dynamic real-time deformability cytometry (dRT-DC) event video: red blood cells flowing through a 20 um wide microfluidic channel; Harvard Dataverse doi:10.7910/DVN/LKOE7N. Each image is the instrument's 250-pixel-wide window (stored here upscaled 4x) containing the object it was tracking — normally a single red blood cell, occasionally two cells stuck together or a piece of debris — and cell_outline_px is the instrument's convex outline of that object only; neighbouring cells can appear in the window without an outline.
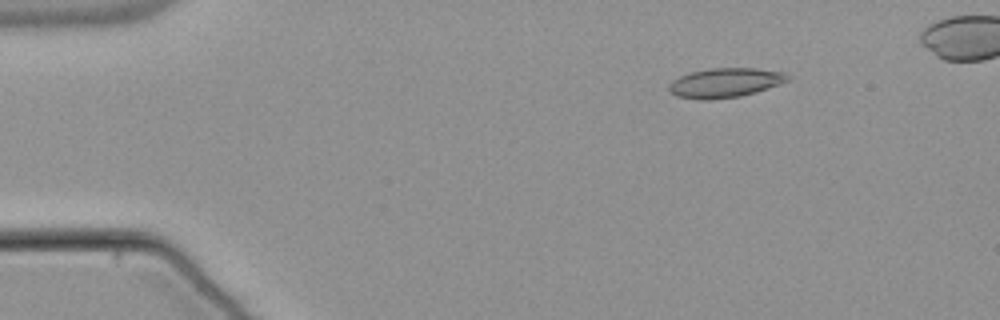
{"species": "common noctule bat (a hibernating species)", "species_latin": "Nyctalus noctula", "temperature_condition": "warm", "stored_images_in_passage": 45, "camera_frame_rate_fps": 3000, "um_per_image_px": 0.085, "animal": {"sex": "male", "body_mass_g": 21.5, "forearm_length_mm": 52.0}, "frame": {"image": 1, "passage_image": 2, "time_ms": 0.333, "image_size_px": [1000, 320], "cell_outline_px": [[788, 80], [756, 92], [740, 96], [708, 100], [700, 100], [676, 96], [668, 88], [668, 84], [672, 80], [688, 72], [712, 68], [756, 68], [784, 72], [788, 76]], "centroid_in_image_um": [61.58, 7.03], "position_along_channel_um": 23.4, "area_um2": 20.29}}
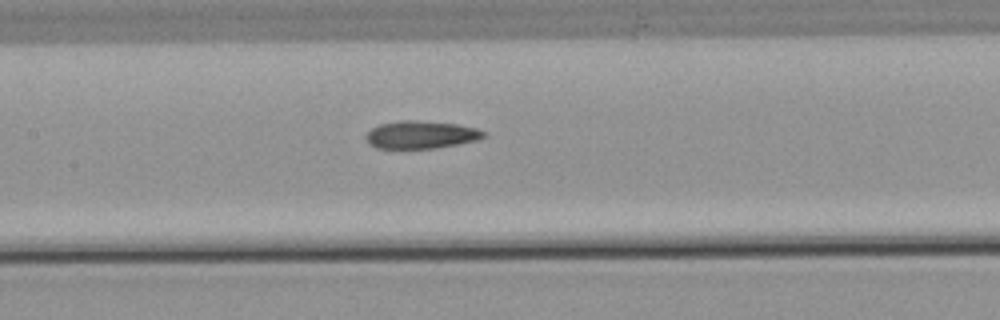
{"frame": {"image": 2, "passage_image": 20, "time_ms": 6.333, "image_size_px": [1000, 320], "cell_outline_px": [[488, 136], [476, 140], [436, 148], [376, 148], [368, 144], [364, 136], [372, 128], [380, 124], [400, 120], [416, 120], [456, 124], [476, 128], [488, 132]], "centroid_in_image_um": [35.78, 11.45], "position_along_channel_um": 171.6, "area_um2": 19.07}}
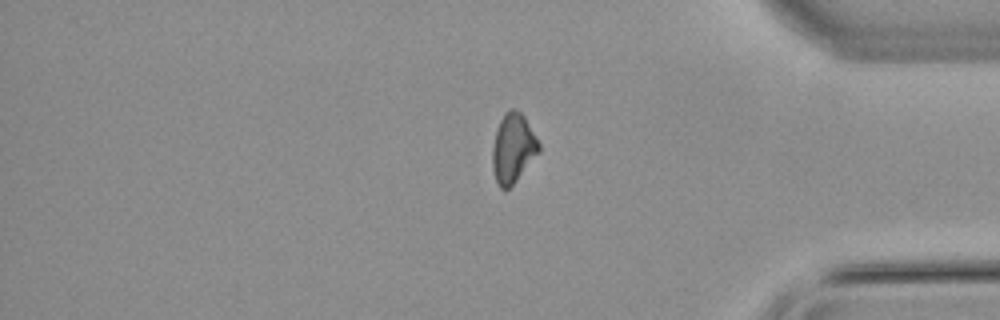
{"frame": {"image": 3, "passage_image": 39, "time_ms": 12.667, "image_size_px": [1000, 320], "cell_outline_px": [[540, 152], [516, 180], [508, 188], [500, 188], [496, 180], [492, 168], [492, 148], [496, 132], [500, 120], [504, 112], [508, 108], [516, 108], [524, 116], [540, 144]], "centroid_in_image_um": [43.6, 12.56], "position_along_channel_um": 391.6, "area_um2": 18.67}, "authors_computed_cell_mechanics": {"area_um2": 19.1896, "velocity_mm_per_s": 3.8254, "shape_relaxation_time_tau1_ms": null, "shape_relaxation_time_tau2_ms": 4.3997, "deformation_change_tau1": null, "deformation_change_tau2": 0.1114}}